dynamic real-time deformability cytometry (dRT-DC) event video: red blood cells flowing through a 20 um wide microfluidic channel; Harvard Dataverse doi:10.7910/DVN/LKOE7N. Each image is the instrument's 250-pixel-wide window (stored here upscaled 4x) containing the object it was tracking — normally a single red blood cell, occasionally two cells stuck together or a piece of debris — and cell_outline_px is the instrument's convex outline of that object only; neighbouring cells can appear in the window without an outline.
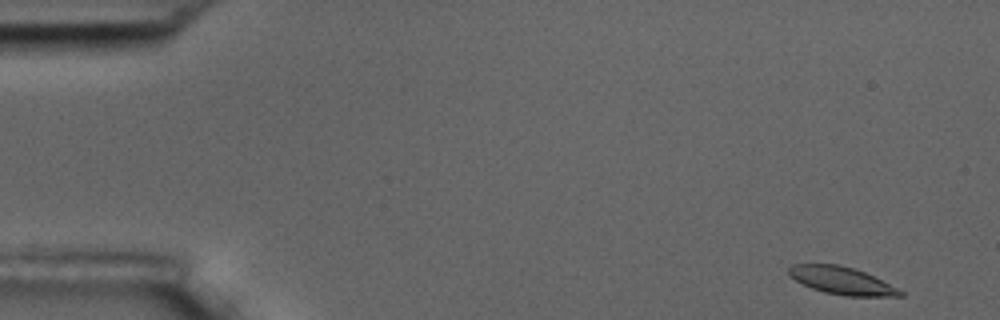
{"species": "common noctule bat (a hibernating species)", "species_latin": "Nyctalus noctula", "temperature_condition": "room temperature", "stored_images_in_passage": 5, "camera_frame_rate_fps": 3000, "um_per_image_px": 0.085, "animal": {"sex": "male", "body_mass_g": 17.5, "forearm_length_mm": 52.3}, "frame": {"image": 1, "passage_image": 1, "time_ms": 0.0, "image_size_px": [1000, 320], "cell_outline_px": [[904, 296], [844, 296], [824, 292], [812, 288], [788, 276], [788, 268], [792, 264], [840, 264], [864, 272], [904, 292]], "centroid_in_image_um": [71.5, 23.85], "position_along_channel_um": 13.5, "area_um2": 17.63}}